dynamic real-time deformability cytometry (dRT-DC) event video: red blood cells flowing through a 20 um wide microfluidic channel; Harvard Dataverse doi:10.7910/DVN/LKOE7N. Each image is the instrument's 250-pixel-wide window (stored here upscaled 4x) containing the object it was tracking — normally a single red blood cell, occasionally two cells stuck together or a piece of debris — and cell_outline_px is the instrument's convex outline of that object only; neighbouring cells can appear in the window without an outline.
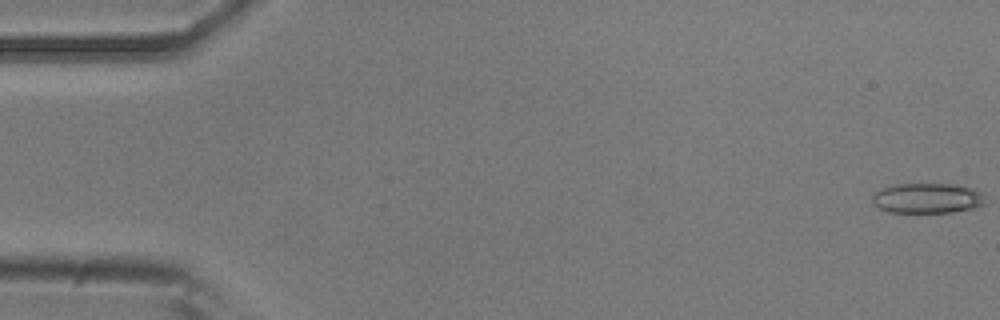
{"species": "common noctule bat (a hibernating species)", "species_latin": "Nyctalus noctula", "temperature_condition": "room temperature", "stored_images_in_passage": 52, "camera_frame_rate_fps": 3000, "um_per_image_px": 0.085, "animal": {"sex": "male", "body_mass_g": 20.5, "forearm_length_mm": 52.5}, "frame": {"image": 1, "passage_image": 1, "time_ms": 0.0, "image_size_px": [1000, 320], "cell_outline_px": [[984, 204], [976, 208], [952, 212], [888, 212], [872, 204], [872, 196], [880, 188], [892, 184], [948, 184], [972, 188], [984, 192]], "centroid_in_image_um": [78.81, 16.84], "position_along_channel_um": 6.2, "area_um2": 20.0}}
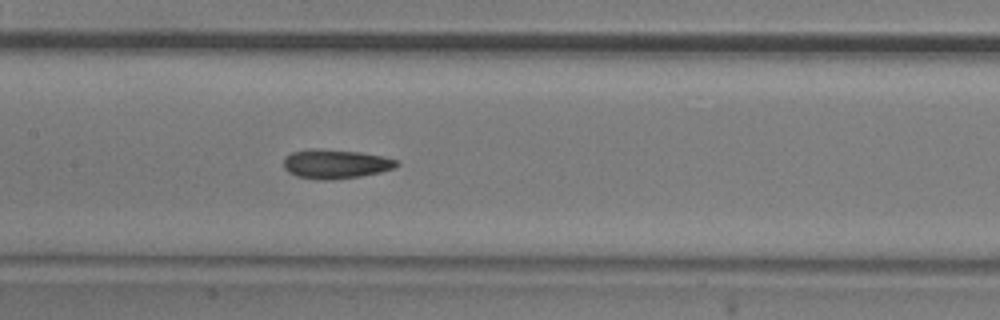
{"frame": {"image": 2, "passage_image": 26, "time_ms": 8.333, "image_size_px": [1000, 320], "cell_outline_px": [[400, 164], [396, 168], [380, 172], [360, 176], [332, 180], [320, 180], [296, 176], [288, 172], [284, 168], [284, 156], [292, 152], [308, 148], [360, 152], [380, 156], [396, 160]], "centroid_in_image_um": [28.49, 13.94], "position_along_channel_um": 178.9, "area_um2": 19.25}}
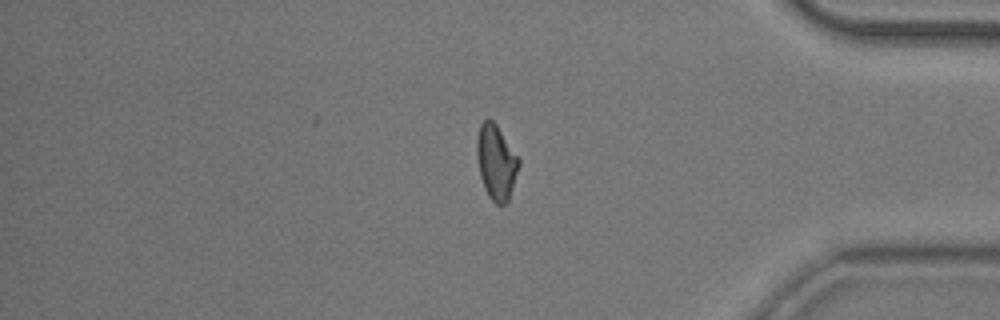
{"frame": {"image": 3, "passage_image": 45, "time_ms": 14.667, "image_size_px": [1000, 320], "cell_outline_px": [[520, 164], [508, 200], [504, 204], [496, 204], [488, 196], [484, 188], [480, 176], [476, 156], [476, 140], [480, 124], [488, 116], [496, 124], [520, 160]], "centroid_in_image_um": [42.15, 13.76], "position_along_channel_um": 393.1, "area_um2": 18.26}, "authors_computed_cell_mechanics": {"area_um2": 19.1029, "velocity_mm_per_s": 3.8085, "shape_relaxation_time_tau1_ms": 4.6325, "shape_relaxation_time_tau2_ms": 2.1856, "deformation_change_tau1": 0.1455, "deformation_change_tau2": 0.1052}}